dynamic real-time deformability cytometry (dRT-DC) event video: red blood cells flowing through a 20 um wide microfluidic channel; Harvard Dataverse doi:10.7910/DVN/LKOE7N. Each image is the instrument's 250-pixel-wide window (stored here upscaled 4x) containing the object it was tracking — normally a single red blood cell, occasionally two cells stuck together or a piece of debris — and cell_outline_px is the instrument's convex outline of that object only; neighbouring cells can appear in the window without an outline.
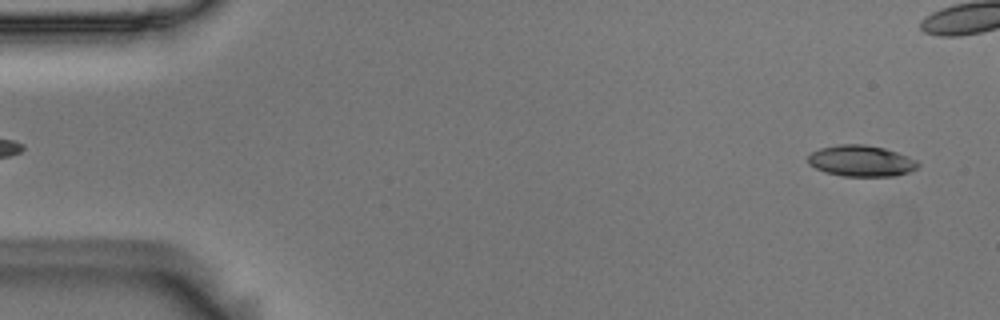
{"species": "Egyptian fruit bat (a non-hibernating species)", "species_latin": "Rousettus aegyptiacus", "temperature_condition": "room temperature", "stored_images_in_passage": 5, "segment_of_instrument_passage": [2, 2], "camera_frame_rate_fps": 3000, "um_per_image_px": 0.085, "animal": {"sex": "male"}, "frame": {"image": 1, "passage_image": 5, "time_ms": 1.333, "image_size_px": [1000, 320], "cell_outline_px": [[920, 164], [916, 168], [908, 172], [896, 176], [840, 176], [824, 172], [808, 164], [808, 156], [812, 152], [820, 148], [840, 144], [864, 144], [884, 148], [896, 152], [916, 160]], "centroid_in_image_um": [73.17, 13.68], "position_along_channel_um": 11.8, "area_um2": 19.94}}